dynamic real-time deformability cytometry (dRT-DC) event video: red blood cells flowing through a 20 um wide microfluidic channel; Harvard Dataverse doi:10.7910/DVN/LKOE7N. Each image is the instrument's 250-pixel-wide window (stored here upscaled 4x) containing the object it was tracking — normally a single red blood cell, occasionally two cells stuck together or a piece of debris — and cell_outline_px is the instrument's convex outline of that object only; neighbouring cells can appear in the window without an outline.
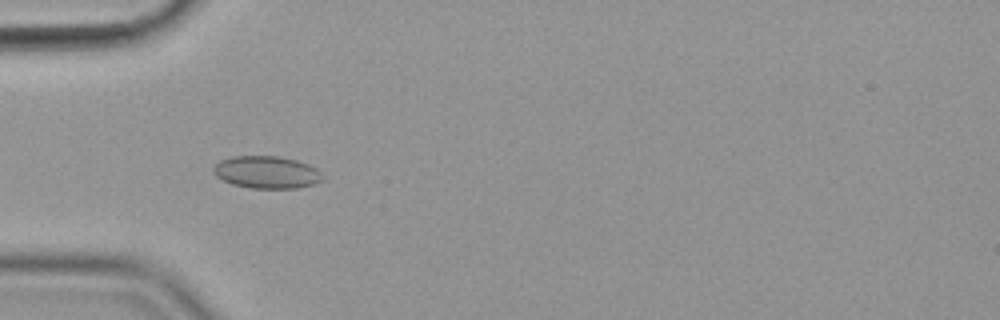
{"species": "common noctule bat (a hibernating species)", "species_latin": "Nyctalus noctula", "temperature_condition": "cold", "stored_images_in_passage": 44, "camera_frame_rate_fps": 3000, "um_per_image_px": 0.085, "animal": {"sex": "female", "body_mass_g": 19.9}, "frame": {"image": 1, "passage_image": 13, "time_ms": 4.0, "image_size_px": [1000, 320], "cell_outline_px": [[324, 180], [312, 184], [296, 188], [252, 188], [232, 184], [216, 176], [212, 172], [212, 168], [220, 160], [232, 156], [280, 156], [296, 160], [308, 164], [316, 168], [324, 176]], "centroid_in_image_um": [22.66, 14.63], "position_along_channel_um": 62.3, "area_um2": 20.63}}
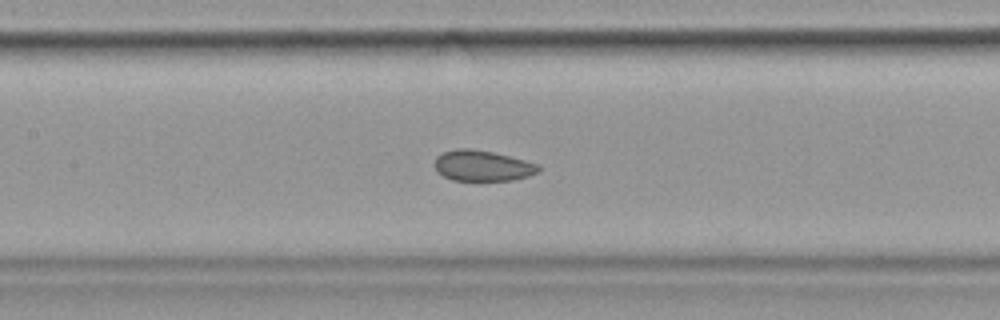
{"frame": {"image": 2, "passage_image": 22, "time_ms": 7.0, "image_size_px": [1000, 320], "cell_outline_px": [[540, 168], [536, 172], [528, 176], [512, 180], [452, 180], [436, 172], [432, 164], [436, 156], [444, 152], [456, 148], [472, 148], [492, 152], [540, 164]], "centroid_in_image_um": [40.94, 14.08], "position_along_channel_um": 166.5, "area_um2": 18.67}}
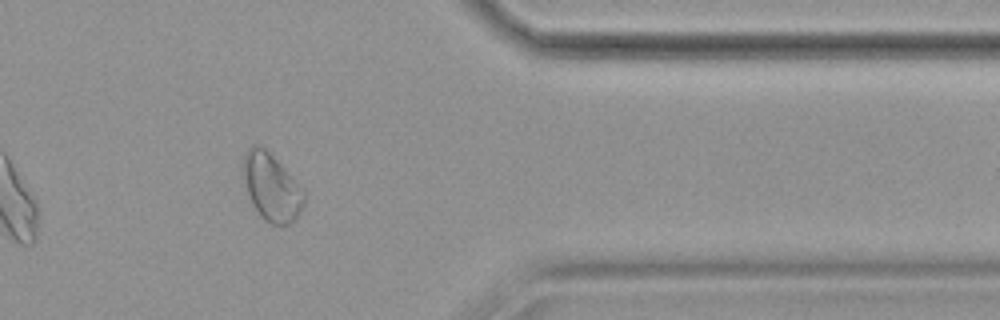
{"frame": {"image": 3, "passage_image": 42, "time_ms": 13.667, "image_size_px": [1000, 320], "cell_outline_px": [[304, 204], [296, 220], [292, 224], [272, 224], [264, 220], [260, 216], [252, 204], [240, 168], [240, 164], [244, 152], [252, 144], [260, 144], [304, 188]], "centroid_in_image_um": [23.05, 15.89], "position_along_channel_um": 388.3, "area_um2": 24.22}, "authors_computed_cell_mechanics": {"area_um2": 19.652, "velocity_mm_per_s": 3.5622, "shape_relaxation_time_tau1_ms": 7.5937, "shape_relaxation_time_tau2_ms": 3.3508, "deformation_change_tau1": 0.0413, "deformation_change_tau2": 0.0473}}